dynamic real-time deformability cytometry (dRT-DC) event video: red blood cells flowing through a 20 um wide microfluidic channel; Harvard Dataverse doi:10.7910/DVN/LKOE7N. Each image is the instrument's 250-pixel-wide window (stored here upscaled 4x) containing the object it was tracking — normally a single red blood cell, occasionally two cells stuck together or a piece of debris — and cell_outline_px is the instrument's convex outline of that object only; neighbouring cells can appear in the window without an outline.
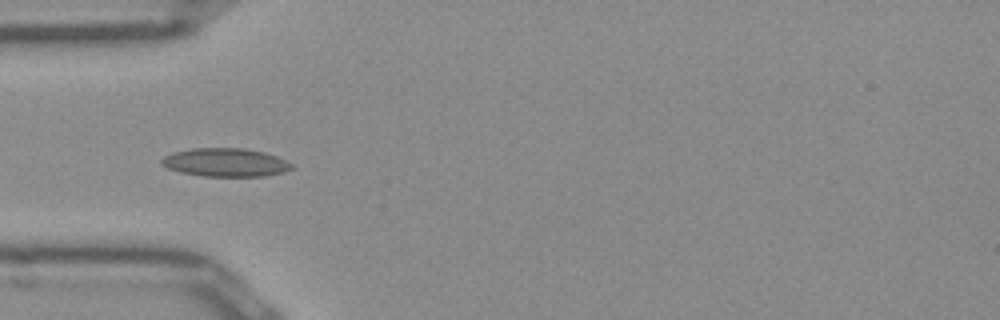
{"species": "Egyptian fruit bat (a non-hibernating species)", "species_latin": "Rousettus aegyptiacus", "temperature_condition": "room temperature", "stored_images_in_passage": 14, "camera_frame_rate_fps": 3000, "um_per_image_px": 0.085, "frame": {"image": 1, "passage_image": 3, "time_ms": 0.667, "image_size_px": [1000, 320], "cell_outline_px": [[292, 168], [284, 172], [264, 176], [204, 176], [180, 172], [168, 168], [160, 164], [160, 160], [164, 156], [172, 152], [192, 148], [244, 148], [264, 152], [276, 156], [292, 164]], "centroid_in_image_um": [19.13, 13.8], "position_along_channel_um": 65.9, "area_um2": 21.5}}
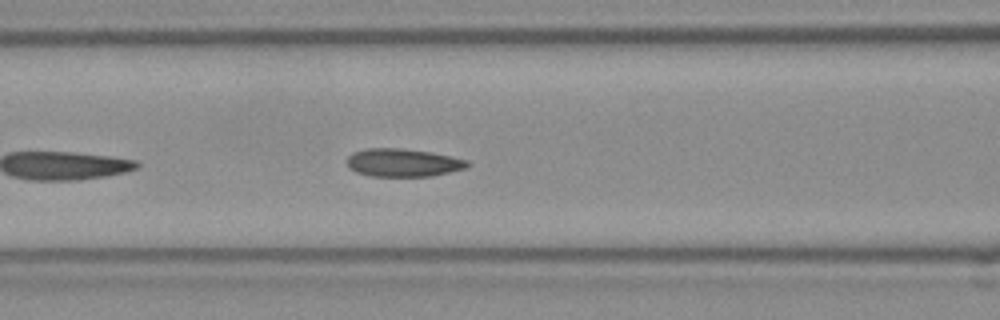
{"frame": {"image": 2, "passage_image": 8, "time_ms": 2.333, "image_size_px": [1000, 320], "cell_outline_px": [[472, 164], [464, 168], [432, 176], [372, 176], [356, 172], [348, 168], [344, 160], [352, 152], [364, 148], [400, 148], [428, 152], [468, 160]], "centroid_in_image_um": [34.17, 13.82], "position_along_channel_um": 132.4, "area_um2": 19.71}}